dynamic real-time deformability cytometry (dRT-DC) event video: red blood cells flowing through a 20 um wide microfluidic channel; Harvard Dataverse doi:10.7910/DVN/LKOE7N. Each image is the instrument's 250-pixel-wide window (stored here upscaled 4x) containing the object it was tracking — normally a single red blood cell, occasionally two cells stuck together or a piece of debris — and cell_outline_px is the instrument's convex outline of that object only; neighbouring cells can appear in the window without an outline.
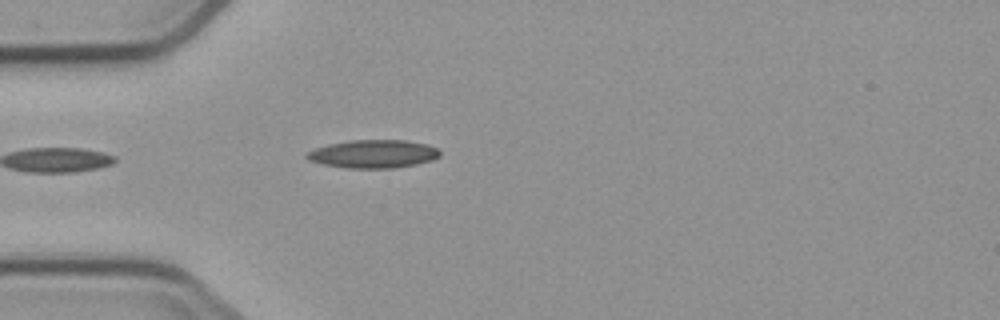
{"species": "common noctule bat (a hibernating species)", "species_latin": "Nyctalus noctula", "temperature_condition": "cold", "stored_images_in_passage": 1, "camera_frame_rate_fps": 3000, "um_per_image_px": 0.085, "animal": {"sex": "male", "body_mass_g": 23.1, "forearm_length_mm": 52.7}, "frame": {"image": 1, "passage_image": 1, "time_ms": 0.0, "image_size_px": [1000, 320], "cell_outline_px": [[440, 156], [432, 160], [416, 164], [392, 168], [348, 168], [324, 164], [308, 160], [304, 156], [308, 152], [316, 148], [328, 144], [352, 140], [404, 140], [428, 144], [436, 148], [440, 152]], "centroid_in_image_um": [31.74, 13.08], "position_along_channel_um": 53.3, "area_um2": 21.73}}